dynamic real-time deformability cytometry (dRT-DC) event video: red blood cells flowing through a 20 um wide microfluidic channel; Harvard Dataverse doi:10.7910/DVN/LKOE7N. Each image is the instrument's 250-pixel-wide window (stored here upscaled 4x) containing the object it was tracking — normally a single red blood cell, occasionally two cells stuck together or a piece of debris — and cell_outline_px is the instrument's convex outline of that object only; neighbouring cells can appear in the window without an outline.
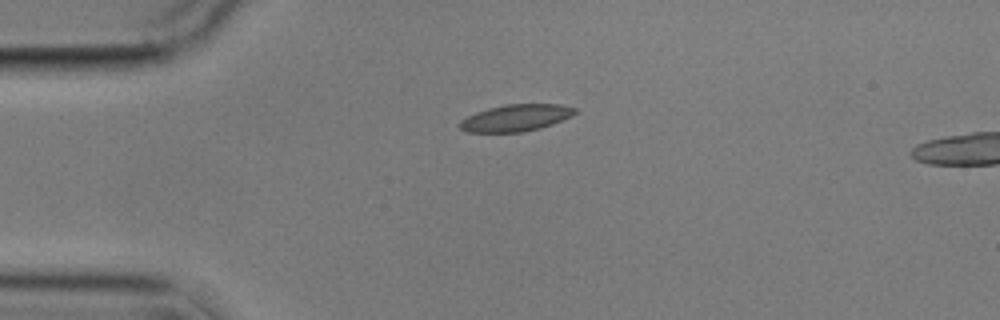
{"species": "common noctule bat (a hibernating species)", "species_latin": "Nyctalus noctula", "temperature_condition": "cold", "stored_images_in_passage": 3, "camera_frame_rate_fps": 3000, "um_per_image_px": 0.085, "animal": {"sex": "male", "body_mass_g": 17.9}, "frame": {"image": 1, "passage_image": 1, "time_ms": 0.0, "image_size_px": [1000, 320], "cell_outline_px": [[576, 112], [572, 116], [552, 124], [540, 128], [520, 132], [464, 132], [460, 128], [460, 120], [476, 112], [488, 108], [504, 104], [560, 104], [576, 108]], "centroid_in_image_um": [43.84, 10.01], "position_along_channel_um": 41.2, "area_um2": 17.98}}